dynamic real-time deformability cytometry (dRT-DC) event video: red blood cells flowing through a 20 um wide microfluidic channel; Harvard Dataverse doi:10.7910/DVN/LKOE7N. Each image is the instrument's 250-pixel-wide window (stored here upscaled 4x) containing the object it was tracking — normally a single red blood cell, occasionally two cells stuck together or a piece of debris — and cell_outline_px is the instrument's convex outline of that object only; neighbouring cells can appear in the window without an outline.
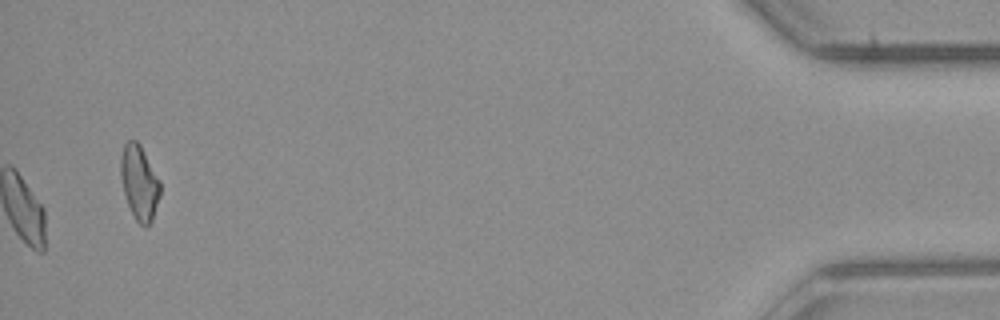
{"species": "common noctule bat (a hibernating species)", "species_latin": "Nyctalus noctula", "temperature_condition": "room temperature", "stored_images_in_passage": 52, "camera_frame_rate_fps": 3000, "um_per_image_px": 0.085, "animal": {"sex": "male", "body_mass_g": 23.1, "forearm_length_mm": 52.7}, "frame": {"image": 1, "passage_image": 52, "time_ms": 17.0, "image_size_px": [1000, 320], "cell_outline_px": [[160, 196], [152, 220], [144, 228], [136, 220], [128, 204], [124, 192], [120, 176], [120, 160], [124, 144], [128, 140], [136, 140], [140, 144], [160, 180]], "centroid_in_image_um": [11.84, 15.5], "position_along_channel_um": 423.4, "area_um2": 17.11}}